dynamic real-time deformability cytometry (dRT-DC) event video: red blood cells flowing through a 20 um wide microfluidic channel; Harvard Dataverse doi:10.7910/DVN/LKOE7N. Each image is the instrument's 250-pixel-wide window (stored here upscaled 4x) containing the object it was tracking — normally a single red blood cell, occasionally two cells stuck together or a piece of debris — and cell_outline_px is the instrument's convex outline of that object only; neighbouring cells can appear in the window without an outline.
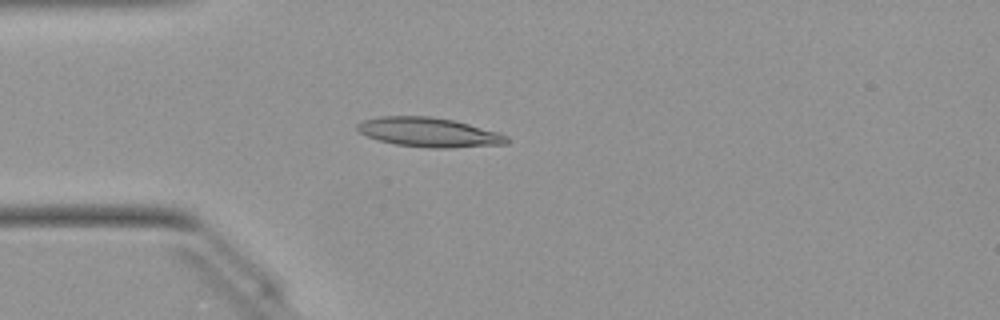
{"species": "Egyptian fruit bat (a non-hibernating species)", "species_latin": "Rousettus aegyptiacus", "temperature_condition": "warm", "stored_images_in_passage": 48, "camera_frame_rate_fps": 3000, "um_per_image_px": 0.085, "animal": {"sex": "female"}, "frame": {"image": 1, "passage_image": 12, "time_ms": 3.667, "image_size_px": [1000, 320], "cell_outline_px": [[508, 144], [452, 148], [428, 148], [396, 144], [380, 140], [368, 136], [360, 132], [356, 128], [356, 124], [364, 120], [380, 116], [428, 116], [452, 120], [500, 132], [508, 136]], "centroid_in_image_um": [36.49, 11.25], "position_along_channel_um": 48.5, "area_um2": 25.55}}
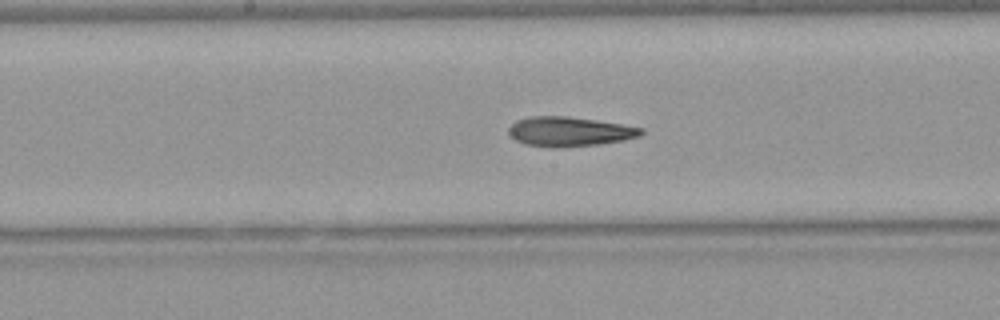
{"frame": {"image": 2, "passage_image": 24, "time_ms": 7.667, "image_size_px": [1000, 320], "cell_outline_px": [[644, 132], [640, 136], [624, 140], [600, 144], [556, 148], [552, 148], [524, 144], [516, 140], [508, 132], [508, 128], [516, 120], [532, 116], [568, 116], [596, 120], [644, 128]], "centroid_in_image_um": [48.4, 11.19], "position_along_channel_um": 199.8, "area_um2": 22.89}}
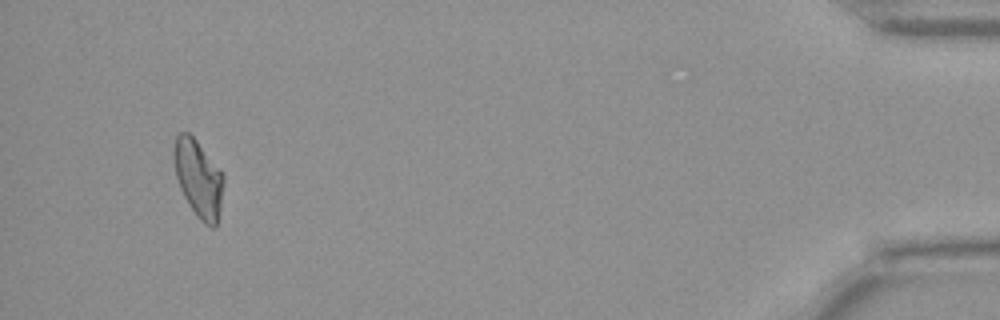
{"frame": {"image": 3, "passage_image": 46, "time_ms": 15.0, "image_size_px": [1000, 320], "cell_outline_px": [[224, 180], [220, 208], [216, 228], [212, 228], [204, 224], [196, 216], [188, 204], [180, 188], [176, 176], [172, 156], [172, 152], [176, 136], [180, 132], [188, 132], [196, 140], [224, 176]], "centroid_in_image_um": [16.84, 15.19], "position_along_channel_um": 418.4, "area_um2": 22.31}, "authors_computed_cell_mechanics": {"area_um2": 22.7154, "velocity_mm_per_s": 4.066, "shape_relaxation_time_tau1_ms": null, "shape_relaxation_time_tau2_ms": 5.768, "deformation_change_tau1": null, "deformation_change_tau2": 0.1604}}